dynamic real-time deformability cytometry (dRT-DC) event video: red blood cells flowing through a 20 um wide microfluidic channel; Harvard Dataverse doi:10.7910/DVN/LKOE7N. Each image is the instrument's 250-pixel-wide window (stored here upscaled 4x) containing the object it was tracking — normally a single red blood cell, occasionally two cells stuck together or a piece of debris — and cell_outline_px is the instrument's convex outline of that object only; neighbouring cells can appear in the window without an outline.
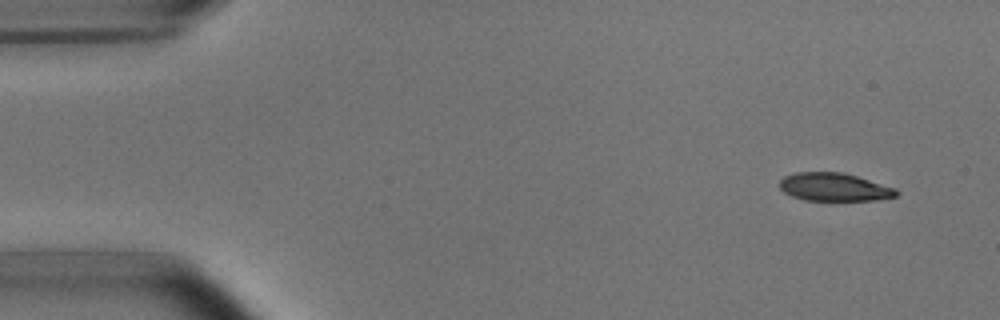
{"species": "common noctule bat (a hibernating species)", "species_latin": "Nyctalus noctula", "temperature_condition": "room temperature", "stored_images_in_passage": 4, "camera_frame_rate_fps": 3000, "um_per_image_px": 0.085, "animal": {"sex": "male", "body_mass_g": 15.6}, "frame": {"image": 1, "passage_image": 1, "time_ms": 0.0, "image_size_px": [1000, 320], "cell_outline_px": [[900, 192], [896, 196], [876, 200], [804, 200], [792, 196], [784, 192], [780, 188], [780, 180], [784, 176], [796, 172], [844, 172], [896, 188]], "centroid_in_image_um": [70.92, 15.89], "position_along_channel_um": 14.1, "area_um2": 19.13}}
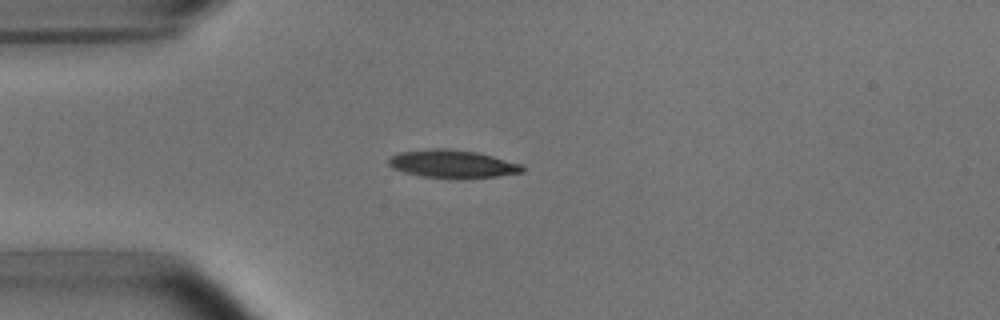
{"frame": {"image": 2, "passage_image": 4, "time_ms": 3.333, "image_size_px": [1000, 320], "cell_outline_px": [[524, 172], [496, 176], [420, 176], [404, 172], [392, 168], [388, 164], [388, 160], [392, 156], [400, 152], [432, 148], [448, 148], [476, 152], [524, 164]], "centroid_in_image_um": [38.45, 13.89], "position_along_channel_um": 46.5, "area_um2": 21.1}}